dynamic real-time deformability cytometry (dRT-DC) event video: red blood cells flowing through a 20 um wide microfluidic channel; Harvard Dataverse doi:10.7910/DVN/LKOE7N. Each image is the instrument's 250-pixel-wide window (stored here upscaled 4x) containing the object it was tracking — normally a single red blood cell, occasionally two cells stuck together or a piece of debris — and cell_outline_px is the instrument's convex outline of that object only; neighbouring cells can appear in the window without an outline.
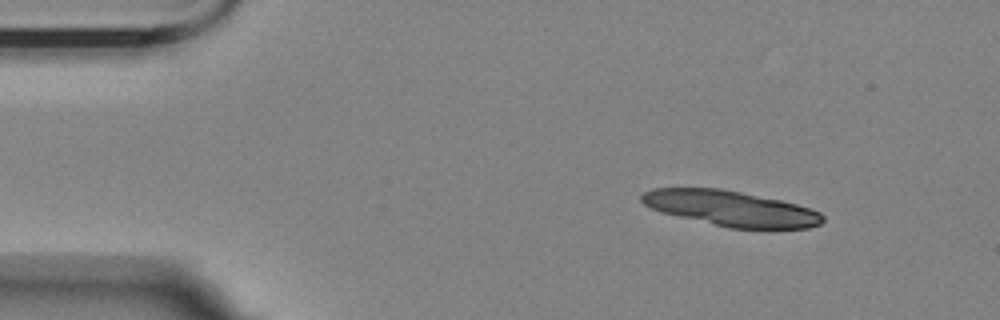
{"species": "Egyptian fruit bat (a non-hibernating species)", "species_latin": "Rousettus aegyptiacus", "temperature_condition": "room temperature", "stored_images_in_passage": 10, "camera_frame_rate_fps": 3000, "um_per_image_px": 0.085, "animal": {"sex": "female"}, "frame": {"image": 1, "passage_image": 1, "time_ms": 0.0, "image_size_px": [1000, 320], "cell_outline_px": [[824, 220], [820, 224], [808, 228], [768, 232], [728, 228], [660, 212], [644, 204], [640, 200], [640, 196], [644, 192], [652, 188], [720, 188], [780, 200], [796, 204], [820, 212], [824, 216]], "centroid_in_image_um": [62.19, 17.77], "position_along_channel_um": 22.8, "area_um2": 38.26}}